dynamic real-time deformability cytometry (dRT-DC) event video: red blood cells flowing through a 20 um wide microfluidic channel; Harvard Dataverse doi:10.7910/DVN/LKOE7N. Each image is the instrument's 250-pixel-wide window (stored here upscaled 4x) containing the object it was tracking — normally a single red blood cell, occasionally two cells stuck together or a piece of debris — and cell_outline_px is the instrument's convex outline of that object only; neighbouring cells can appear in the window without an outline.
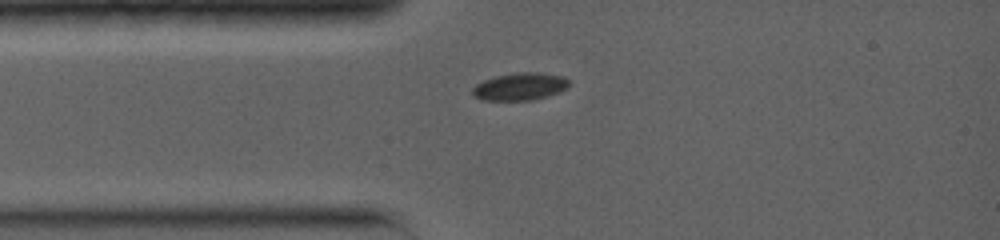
{"species": "common noctule bat (a hibernating species)", "species_latin": "Nyctalus noctula", "temperature_condition": "warm", "stored_images_in_passage": 18, "camera_frame_rate_fps": 5000, "um_per_image_px": 0.085, "animal": {"sex": "female", "body_mass_g": 19.0, "forearm_length_mm": 56.7}, "frame": {"image": 1, "passage_image": 1, "time_ms": 0.0, "image_size_px": [1000, 240], "cell_outline_px": [[568, 88], [560, 92], [548, 96], [532, 100], [484, 100], [472, 96], [472, 88], [476, 84], [484, 80], [496, 76], [516, 72], [536, 72], [564, 76], [568, 80]], "centroid_in_image_um": [44.2, 7.36], "position_along_channel_um": 40.8, "area_um2": 15.55}}
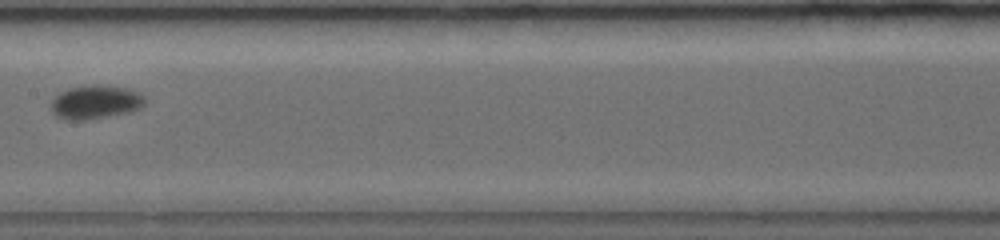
{"frame": {"image": 2, "passage_image": 8, "time_ms": 4.2, "image_size_px": [1000, 240], "cell_outline_px": [[144, 104], [140, 108], [132, 112], [84, 120], [64, 120], [56, 116], [52, 112], [52, 100], [60, 92], [68, 88], [124, 88], [136, 92], [144, 96]], "centroid_in_image_um": [8.09, 8.75], "position_along_channel_um": 199.3, "area_um2": 17.51}}
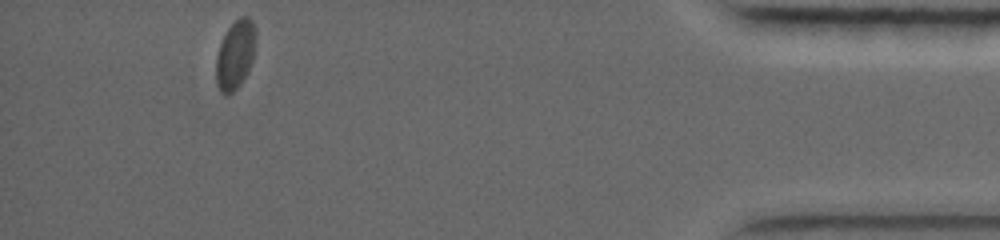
{"frame": {"image": 3, "passage_image": 18, "time_ms": 11.6, "image_size_px": [1000, 240], "cell_outline_px": [[256, 40], [252, 60], [248, 72], [240, 84], [232, 92], [220, 92], [216, 80], [216, 56], [220, 44], [228, 28], [240, 16], [248, 16], [252, 20], [256, 28]], "centroid_in_image_um": [20.02, 4.6], "position_along_channel_um": 415.2, "area_um2": 15.84}, "authors_computed_cell_mechanics": {"area_um2": 16.3574, "velocity_mm_per_s": 3.8564, "shape_relaxation_time_tau1_ms": 5.1849, "shape_relaxation_time_tau2_ms": null, "deformation_change_tau1": 0.1083, "deformation_change_tau2": null}}